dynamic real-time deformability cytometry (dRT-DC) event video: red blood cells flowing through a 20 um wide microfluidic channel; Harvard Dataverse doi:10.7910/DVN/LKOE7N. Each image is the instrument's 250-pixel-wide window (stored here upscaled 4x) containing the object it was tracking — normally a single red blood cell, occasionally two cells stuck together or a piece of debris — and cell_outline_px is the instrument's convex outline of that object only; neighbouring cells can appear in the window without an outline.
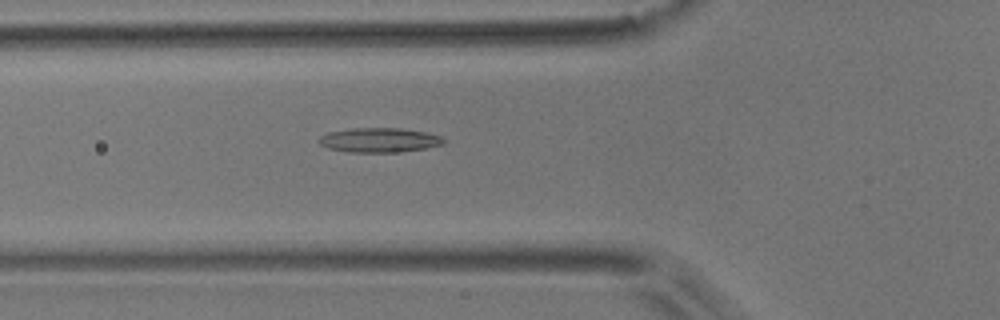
{"species": "common noctule bat (a hibernating species)", "species_latin": "Nyctalus noctula", "temperature_condition": "room temperature", "stored_images_in_passage": 49, "camera_frame_rate_fps": 3000, "um_per_image_px": 0.085, "animal": {"sex": "male", "body_mass_g": 17.9}, "frame": {"image": 1, "passage_image": 14, "time_ms": 4.333, "image_size_px": [1000, 320], "cell_outline_px": [[444, 144], [428, 148], [396, 152], [348, 152], [328, 148], [320, 144], [316, 140], [320, 136], [328, 132], [352, 128], [400, 128], [424, 132], [440, 136], [444, 140]], "centroid_in_image_um": [32.2, 11.91], "position_along_channel_um": 93.6, "area_um2": 17.8}}
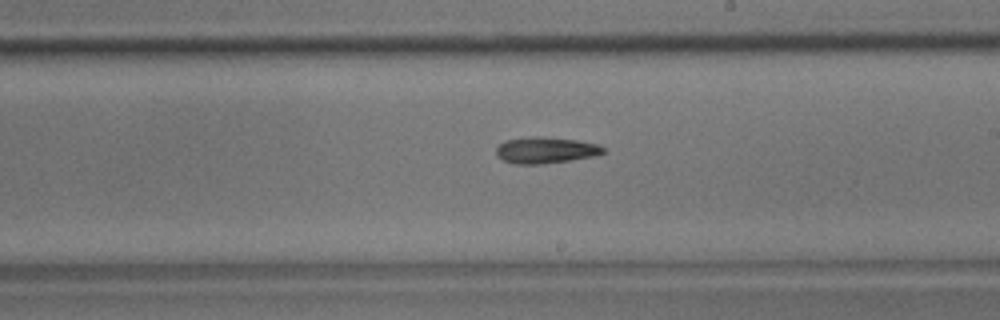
{"frame": {"image": 2, "passage_image": 26, "time_ms": 8.333, "image_size_px": [1000, 320], "cell_outline_px": [[604, 152], [596, 156], [540, 164], [516, 164], [504, 160], [496, 156], [496, 148], [504, 140], [532, 136], [540, 136], [576, 140], [596, 144], [604, 148]], "centroid_in_image_um": [46.34, 12.76], "position_along_channel_um": 242.7, "area_um2": 16.3}}
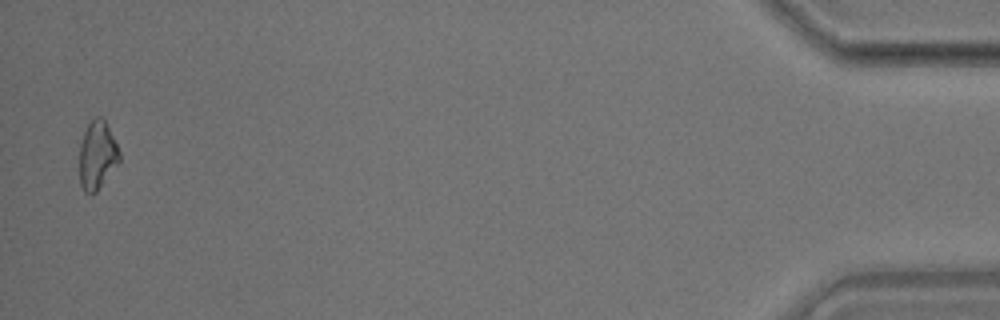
{"frame": {"image": 3, "passage_image": 48, "time_ms": 15.667, "image_size_px": [1000, 320], "cell_outline_px": [[120, 160], [96, 192], [92, 196], [84, 192], [80, 184], [80, 144], [84, 132], [88, 124], [96, 116], [100, 116], [104, 120], [120, 152]], "centroid_in_image_um": [8.25, 13.23], "position_along_channel_um": 427.0, "area_um2": 15.66}}